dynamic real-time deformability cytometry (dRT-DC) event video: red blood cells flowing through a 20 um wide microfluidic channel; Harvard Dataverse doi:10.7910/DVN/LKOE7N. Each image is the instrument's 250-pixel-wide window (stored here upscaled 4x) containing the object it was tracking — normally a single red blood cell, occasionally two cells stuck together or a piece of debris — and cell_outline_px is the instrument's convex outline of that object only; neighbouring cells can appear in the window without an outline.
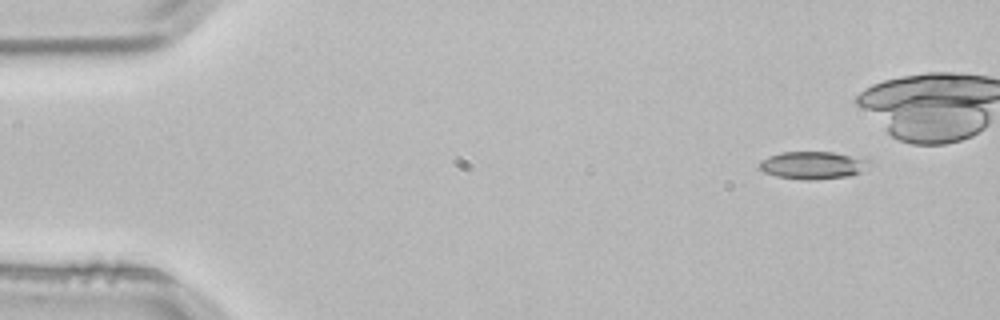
{"species": "common noctule bat (a hibernating species)", "species_latin": "Nyctalus noctula", "temperature_condition": "room temperature", "stored_images_in_passage": 5, "camera_frame_rate_fps": 3000, "um_per_image_px": 0.085, "animal": {"sex": "male", "body_mass_g": 21.5, "forearm_length_mm": 52.0}, "frame": {"image": 1, "passage_image": 1, "time_ms": 0.0, "image_size_px": [1000, 320], "cell_outline_px": [[880, 164], [864, 172], [848, 176], [816, 180], [804, 180], [776, 176], [764, 172], [760, 168], [760, 160], [768, 156], [780, 152], [832, 152], [872, 160]], "centroid_in_image_um": [69.24, 14.05], "position_along_channel_um": 15.8, "area_um2": 18.26}}